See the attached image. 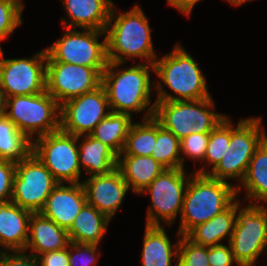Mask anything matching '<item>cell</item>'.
I'll return each mask as SVG.
<instances>
[{"label": "cell", "instance_id": "1", "mask_svg": "<svg viewBox=\"0 0 267 266\" xmlns=\"http://www.w3.org/2000/svg\"><path fill=\"white\" fill-rule=\"evenodd\" d=\"M126 64L128 63L108 62L102 72L101 85L105 89L110 110L128 114L132 118L139 113V116L142 115L140 120L149 119L154 116L156 104L153 95L155 82L154 78L152 79L154 64Z\"/></svg>", "mask_w": 267, "mask_h": 266}, {"label": "cell", "instance_id": "2", "mask_svg": "<svg viewBox=\"0 0 267 266\" xmlns=\"http://www.w3.org/2000/svg\"><path fill=\"white\" fill-rule=\"evenodd\" d=\"M115 5L105 29L108 62L154 64L159 56L152 39L154 28L142 6L136 3L130 10H120Z\"/></svg>", "mask_w": 267, "mask_h": 266}, {"label": "cell", "instance_id": "3", "mask_svg": "<svg viewBox=\"0 0 267 266\" xmlns=\"http://www.w3.org/2000/svg\"><path fill=\"white\" fill-rule=\"evenodd\" d=\"M183 46L181 42H177L170 52L155 59L156 101L199 100L212 97L201 65Z\"/></svg>", "mask_w": 267, "mask_h": 266}, {"label": "cell", "instance_id": "4", "mask_svg": "<svg viewBox=\"0 0 267 266\" xmlns=\"http://www.w3.org/2000/svg\"><path fill=\"white\" fill-rule=\"evenodd\" d=\"M235 181L218 180L207 174L193 173L185 194L178 232L187 235L194 227L221 214L237 199Z\"/></svg>", "mask_w": 267, "mask_h": 266}, {"label": "cell", "instance_id": "5", "mask_svg": "<svg viewBox=\"0 0 267 266\" xmlns=\"http://www.w3.org/2000/svg\"><path fill=\"white\" fill-rule=\"evenodd\" d=\"M262 120L261 116H251L235 122L230 116L229 146L208 176L229 183L236 180V187L241 183L256 149L267 138Z\"/></svg>", "mask_w": 267, "mask_h": 266}, {"label": "cell", "instance_id": "6", "mask_svg": "<svg viewBox=\"0 0 267 266\" xmlns=\"http://www.w3.org/2000/svg\"><path fill=\"white\" fill-rule=\"evenodd\" d=\"M227 116V113L216 112V101L209 97L156 101L153 117L181 140L193 133H210Z\"/></svg>", "mask_w": 267, "mask_h": 266}, {"label": "cell", "instance_id": "7", "mask_svg": "<svg viewBox=\"0 0 267 266\" xmlns=\"http://www.w3.org/2000/svg\"><path fill=\"white\" fill-rule=\"evenodd\" d=\"M193 173L186 168L165 169L140 193V196L147 194L150 198L145 225L175 226V221L181 216L184 194Z\"/></svg>", "mask_w": 267, "mask_h": 266}, {"label": "cell", "instance_id": "8", "mask_svg": "<svg viewBox=\"0 0 267 266\" xmlns=\"http://www.w3.org/2000/svg\"><path fill=\"white\" fill-rule=\"evenodd\" d=\"M229 243L239 266H255L267 251V205L238 198L236 224Z\"/></svg>", "mask_w": 267, "mask_h": 266}, {"label": "cell", "instance_id": "9", "mask_svg": "<svg viewBox=\"0 0 267 266\" xmlns=\"http://www.w3.org/2000/svg\"><path fill=\"white\" fill-rule=\"evenodd\" d=\"M4 114L31 141L60 130V105L47 91L6 98Z\"/></svg>", "mask_w": 267, "mask_h": 266}, {"label": "cell", "instance_id": "10", "mask_svg": "<svg viewBox=\"0 0 267 266\" xmlns=\"http://www.w3.org/2000/svg\"><path fill=\"white\" fill-rule=\"evenodd\" d=\"M53 44L46 47L47 62H63L87 67H107L105 31L66 28Z\"/></svg>", "mask_w": 267, "mask_h": 266}, {"label": "cell", "instance_id": "11", "mask_svg": "<svg viewBox=\"0 0 267 266\" xmlns=\"http://www.w3.org/2000/svg\"><path fill=\"white\" fill-rule=\"evenodd\" d=\"M32 152L58 183H82L77 136L61 130L37 137Z\"/></svg>", "mask_w": 267, "mask_h": 266}, {"label": "cell", "instance_id": "12", "mask_svg": "<svg viewBox=\"0 0 267 266\" xmlns=\"http://www.w3.org/2000/svg\"><path fill=\"white\" fill-rule=\"evenodd\" d=\"M46 49L27 57L5 58L0 49V88L4 98L46 91Z\"/></svg>", "mask_w": 267, "mask_h": 266}, {"label": "cell", "instance_id": "13", "mask_svg": "<svg viewBox=\"0 0 267 266\" xmlns=\"http://www.w3.org/2000/svg\"><path fill=\"white\" fill-rule=\"evenodd\" d=\"M57 184L51 172L31 152L16 163L11 201L22 209L40 213Z\"/></svg>", "mask_w": 267, "mask_h": 266}, {"label": "cell", "instance_id": "14", "mask_svg": "<svg viewBox=\"0 0 267 266\" xmlns=\"http://www.w3.org/2000/svg\"><path fill=\"white\" fill-rule=\"evenodd\" d=\"M105 68L46 62V91L61 105L99 87Z\"/></svg>", "mask_w": 267, "mask_h": 266}, {"label": "cell", "instance_id": "15", "mask_svg": "<svg viewBox=\"0 0 267 266\" xmlns=\"http://www.w3.org/2000/svg\"><path fill=\"white\" fill-rule=\"evenodd\" d=\"M111 113L102 85L60 105V130L74 136L90 135Z\"/></svg>", "mask_w": 267, "mask_h": 266}, {"label": "cell", "instance_id": "16", "mask_svg": "<svg viewBox=\"0 0 267 266\" xmlns=\"http://www.w3.org/2000/svg\"><path fill=\"white\" fill-rule=\"evenodd\" d=\"M82 185L87 204L97 208L110 220L123 207V202L131 191L118 168L107 174L84 177Z\"/></svg>", "mask_w": 267, "mask_h": 266}, {"label": "cell", "instance_id": "17", "mask_svg": "<svg viewBox=\"0 0 267 266\" xmlns=\"http://www.w3.org/2000/svg\"><path fill=\"white\" fill-rule=\"evenodd\" d=\"M86 204L82 183H58L40 213L68 231Z\"/></svg>", "mask_w": 267, "mask_h": 266}, {"label": "cell", "instance_id": "18", "mask_svg": "<svg viewBox=\"0 0 267 266\" xmlns=\"http://www.w3.org/2000/svg\"><path fill=\"white\" fill-rule=\"evenodd\" d=\"M64 8L62 27L105 31L114 2L112 0H58Z\"/></svg>", "mask_w": 267, "mask_h": 266}, {"label": "cell", "instance_id": "19", "mask_svg": "<svg viewBox=\"0 0 267 266\" xmlns=\"http://www.w3.org/2000/svg\"><path fill=\"white\" fill-rule=\"evenodd\" d=\"M165 226L145 225L141 266H178V249L181 234L176 231V241H171Z\"/></svg>", "mask_w": 267, "mask_h": 266}, {"label": "cell", "instance_id": "20", "mask_svg": "<svg viewBox=\"0 0 267 266\" xmlns=\"http://www.w3.org/2000/svg\"><path fill=\"white\" fill-rule=\"evenodd\" d=\"M32 212L22 209L11 200L0 203V249L24 251L29 237Z\"/></svg>", "mask_w": 267, "mask_h": 266}, {"label": "cell", "instance_id": "21", "mask_svg": "<svg viewBox=\"0 0 267 266\" xmlns=\"http://www.w3.org/2000/svg\"><path fill=\"white\" fill-rule=\"evenodd\" d=\"M69 243L67 230L59 227L41 213H32L25 251L37 256L46 252L62 250Z\"/></svg>", "mask_w": 267, "mask_h": 266}, {"label": "cell", "instance_id": "22", "mask_svg": "<svg viewBox=\"0 0 267 266\" xmlns=\"http://www.w3.org/2000/svg\"><path fill=\"white\" fill-rule=\"evenodd\" d=\"M236 191L238 198L244 192L243 201L267 205V138L256 149Z\"/></svg>", "mask_w": 267, "mask_h": 266}, {"label": "cell", "instance_id": "23", "mask_svg": "<svg viewBox=\"0 0 267 266\" xmlns=\"http://www.w3.org/2000/svg\"><path fill=\"white\" fill-rule=\"evenodd\" d=\"M117 168L132 194L140 195L166 168L151 156L119 155Z\"/></svg>", "mask_w": 267, "mask_h": 266}, {"label": "cell", "instance_id": "24", "mask_svg": "<svg viewBox=\"0 0 267 266\" xmlns=\"http://www.w3.org/2000/svg\"><path fill=\"white\" fill-rule=\"evenodd\" d=\"M77 144L79 163L86 178L107 174L117 168L118 156L108 146L91 135L77 136Z\"/></svg>", "mask_w": 267, "mask_h": 266}, {"label": "cell", "instance_id": "25", "mask_svg": "<svg viewBox=\"0 0 267 266\" xmlns=\"http://www.w3.org/2000/svg\"><path fill=\"white\" fill-rule=\"evenodd\" d=\"M112 220L94 206L86 204L68 230L70 242L101 245Z\"/></svg>", "mask_w": 267, "mask_h": 266}, {"label": "cell", "instance_id": "26", "mask_svg": "<svg viewBox=\"0 0 267 266\" xmlns=\"http://www.w3.org/2000/svg\"><path fill=\"white\" fill-rule=\"evenodd\" d=\"M236 224V201L221 214L194 227L186 236L196 244L215 246L228 243ZM223 241V242H222Z\"/></svg>", "mask_w": 267, "mask_h": 266}, {"label": "cell", "instance_id": "27", "mask_svg": "<svg viewBox=\"0 0 267 266\" xmlns=\"http://www.w3.org/2000/svg\"><path fill=\"white\" fill-rule=\"evenodd\" d=\"M133 122L134 119L128 114L111 112L97 124L90 135L119 156L124 149L128 131Z\"/></svg>", "mask_w": 267, "mask_h": 266}, {"label": "cell", "instance_id": "28", "mask_svg": "<svg viewBox=\"0 0 267 266\" xmlns=\"http://www.w3.org/2000/svg\"><path fill=\"white\" fill-rule=\"evenodd\" d=\"M32 152V141L3 113L0 115V160L20 162Z\"/></svg>", "mask_w": 267, "mask_h": 266}, {"label": "cell", "instance_id": "29", "mask_svg": "<svg viewBox=\"0 0 267 266\" xmlns=\"http://www.w3.org/2000/svg\"><path fill=\"white\" fill-rule=\"evenodd\" d=\"M156 143V119L134 121L128 131L124 149L120 155L151 156Z\"/></svg>", "mask_w": 267, "mask_h": 266}, {"label": "cell", "instance_id": "30", "mask_svg": "<svg viewBox=\"0 0 267 266\" xmlns=\"http://www.w3.org/2000/svg\"><path fill=\"white\" fill-rule=\"evenodd\" d=\"M230 143V115L222 120L210 133L204 161L196 169L197 174H208L223 158Z\"/></svg>", "mask_w": 267, "mask_h": 266}, {"label": "cell", "instance_id": "31", "mask_svg": "<svg viewBox=\"0 0 267 266\" xmlns=\"http://www.w3.org/2000/svg\"><path fill=\"white\" fill-rule=\"evenodd\" d=\"M151 157L166 169L182 168L180 139L156 120V143Z\"/></svg>", "mask_w": 267, "mask_h": 266}, {"label": "cell", "instance_id": "32", "mask_svg": "<svg viewBox=\"0 0 267 266\" xmlns=\"http://www.w3.org/2000/svg\"><path fill=\"white\" fill-rule=\"evenodd\" d=\"M24 0H0V49L1 42L9 39L23 25Z\"/></svg>", "mask_w": 267, "mask_h": 266}, {"label": "cell", "instance_id": "33", "mask_svg": "<svg viewBox=\"0 0 267 266\" xmlns=\"http://www.w3.org/2000/svg\"><path fill=\"white\" fill-rule=\"evenodd\" d=\"M209 141V133H193L180 140L182 168L186 167V161L191 160L197 168V162L202 163L205 158Z\"/></svg>", "mask_w": 267, "mask_h": 266}, {"label": "cell", "instance_id": "34", "mask_svg": "<svg viewBox=\"0 0 267 266\" xmlns=\"http://www.w3.org/2000/svg\"><path fill=\"white\" fill-rule=\"evenodd\" d=\"M178 266H210L208 247L194 243L186 235L180 238Z\"/></svg>", "mask_w": 267, "mask_h": 266}, {"label": "cell", "instance_id": "35", "mask_svg": "<svg viewBox=\"0 0 267 266\" xmlns=\"http://www.w3.org/2000/svg\"><path fill=\"white\" fill-rule=\"evenodd\" d=\"M101 246L96 244H81L70 242L69 266H98L101 254Z\"/></svg>", "mask_w": 267, "mask_h": 266}, {"label": "cell", "instance_id": "36", "mask_svg": "<svg viewBox=\"0 0 267 266\" xmlns=\"http://www.w3.org/2000/svg\"><path fill=\"white\" fill-rule=\"evenodd\" d=\"M16 163L0 160V203L11 200Z\"/></svg>", "mask_w": 267, "mask_h": 266}, {"label": "cell", "instance_id": "37", "mask_svg": "<svg viewBox=\"0 0 267 266\" xmlns=\"http://www.w3.org/2000/svg\"><path fill=\"white\" fill-rule=\"evenodd\" d=\"M208 262L210 266H239L229 242L208 247Z\"/></svg>", "mask_w": 267, "mask_h": 266}, {"label": "cell", "instance_id": "38", "mask_svg": "<svg viewBox=\"0 0 267 266\" xmlns=\"http://www.w3.org/2000/svg\"><path fill=\"white\" fill-rule=\"evenodd\" d=\"M0 266H39L36 256L27 251H2Z\"/></svg>", "mask_w": 267, "mask_h": 266}, {"label": "cell", "instance_id": "39", "mask_svg": "<svg viewBox=\"0 0 267 266\" xmlns=\"http://www.w3.org/2000/svg\"><path fill=\"white\" fill-rule=\"evenodd\" d=\"M36 258L39 266H69L68 246L62 250L37 255Z\"/></svg>", "mask_w": 267, "mask_h": 266}, {"label": "cell", "instance_id": "40", "mask_svg": "<svg viewBox=\"0 0 267 266\" xmlns=\"http://www.w3.org/2000/svg\"><path fill=\"white\" fill-rule=\"evenodd\" d=\"M200 1L203 0H172L168 6L171 8H175L176 11L180 12L185 17H191L192 12Z\"/></svg>", "mask_w": 267, "mask_h": 266}, {"label": "cell", "instance_id": "41", "mask_svg": "<svg viewBox=\"0 0 267 266\" xmlns=\"http://www.w3.org/2000/svg\"><path fill=\"white\" fill-rule=\"evenodd\" d=\"M225 2H228L229 5L231 4L233 7H242V5H245L247 2H252L255 0H224ZM257 1V0H256Z\"/></svg>", "mask_w": 267, "mask_h": 266}, {"label": "cell", "instance_id": "42", "mask_svg": "<svg viewBox=\"0 0 267 266\" xmlns=\"http://www.w3.org/2000/svg\"><path fill=\"white\" fill-rule=\"evenodd\" d=\"M5 98L0 88V115L4 113Z\"/></svg>", "mask_w": 267, "mask_h": 266}, {"label": "cell", "instance_id": "43", "mask_svg": "<svg viewBox=\"0 0 267 266\" xmlns=\"http://www.w3.org/2000/svg\"><path fill=\"white\" fill-rule=\"evenodd\" d=\"M166 1H167V2H166V3H167V5H168V4H169V3H170L172 0H166Z\"/></svg>", "mask_w": 267, "mask_h": 266}]
</instances>
